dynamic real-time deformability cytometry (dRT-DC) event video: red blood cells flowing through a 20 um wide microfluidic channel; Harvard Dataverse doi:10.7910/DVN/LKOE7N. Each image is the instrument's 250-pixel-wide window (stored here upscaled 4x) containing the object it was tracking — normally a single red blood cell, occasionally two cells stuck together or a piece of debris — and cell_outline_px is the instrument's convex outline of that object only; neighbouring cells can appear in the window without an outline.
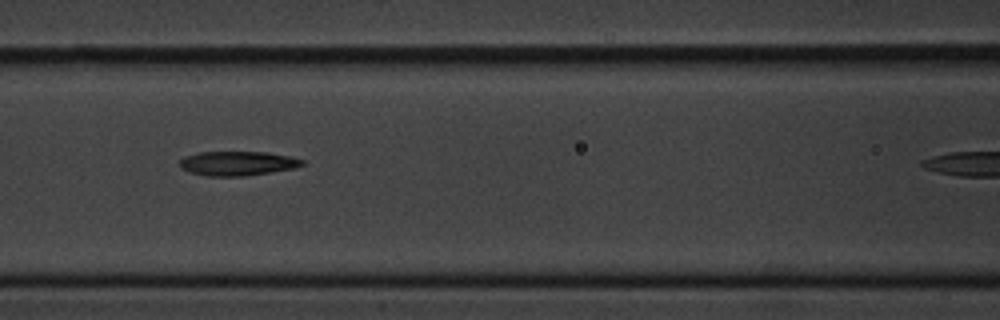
{"species": "common noctule bat (a hibernating species)", "species_latin": "Nyctalus noctula", "temperature_condition": "cold", "stored_images_in_passage": 5, "camera_frame_rate_fps": 3000, "um_per_image_px": 0.085, "animal": {"sex": "male", "body_mass_g": 20.1, "forearm_length_mm": 53.5}, "frame": {"image": 1, "passage_image": 4, "time_ms": 3.333, "image_size_px": [1000, 320], "cell_outline_px": [[304, 164], [292, 168], [244, 176], [204, 176], [188, 172], [180, 168], [180, 160], [184, 156], [200, 152], [268, 152], [292, 156], [304, 160]], "centroid_in_image_um": [20.15, 13.88], "position_along_channel_um": 146.5, "area_um2": 17.4}}